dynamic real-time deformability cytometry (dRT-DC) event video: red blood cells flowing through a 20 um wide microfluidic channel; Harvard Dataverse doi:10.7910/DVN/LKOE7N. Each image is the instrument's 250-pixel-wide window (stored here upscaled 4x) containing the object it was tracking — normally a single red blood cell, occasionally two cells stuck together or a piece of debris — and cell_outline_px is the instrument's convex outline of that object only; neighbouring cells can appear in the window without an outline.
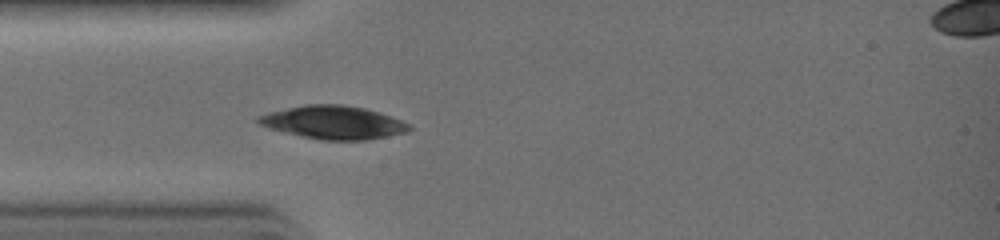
{"species": "common noctule bat (a hibernating species)", "species_latin": "Nyctalus noctula", "temperature_condition": "warm", "stored_images_in_passage": 24, "camera_frame_rate_fps": 3000, "um_per_image_px": 0.085, "animal": {"sex": "female", "body_mass_g": 19.0, "forearm_length_mm": 51.5}, "frame": {"image": 1, "passage_image": 4, "time_ms": 1.0, "image_size_px": [1000, 240], "cell_outline_px": [[412, 128], [408, 132], [368, 140], [320, 140], [284, 132], [260, 124], [256, 120], [256, 116], [268, 112], [304, 104], [344, 104], [364, 108], [380, 112], [412, 124]], "centroid_in_image_um": [28.38, 10.4], "position_along_channel_um": 56.6, "area_um2": 29.36}}
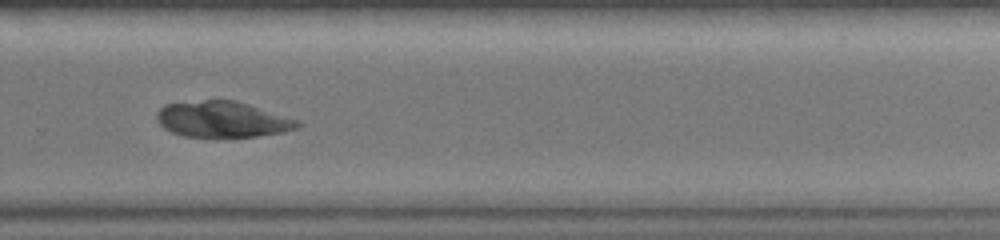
{"frame": {"image": 2, "passage_image": 17, "time_ms": 5.333, "image_size_px": [1000, 240], "cell_outline_px": [[304, 124], [296, 128], [284, 132], [256, 136], [184, 136], [172, 132], [164, 128], [156, 120], [156, 112], [160, 108], [168, 104], [204, 100], [236, 100], [300, 120]], "centroid_in_image_um": [18.94, 10.13], "position_along_channel_um": 310.9, "area_um2": 29.36}}